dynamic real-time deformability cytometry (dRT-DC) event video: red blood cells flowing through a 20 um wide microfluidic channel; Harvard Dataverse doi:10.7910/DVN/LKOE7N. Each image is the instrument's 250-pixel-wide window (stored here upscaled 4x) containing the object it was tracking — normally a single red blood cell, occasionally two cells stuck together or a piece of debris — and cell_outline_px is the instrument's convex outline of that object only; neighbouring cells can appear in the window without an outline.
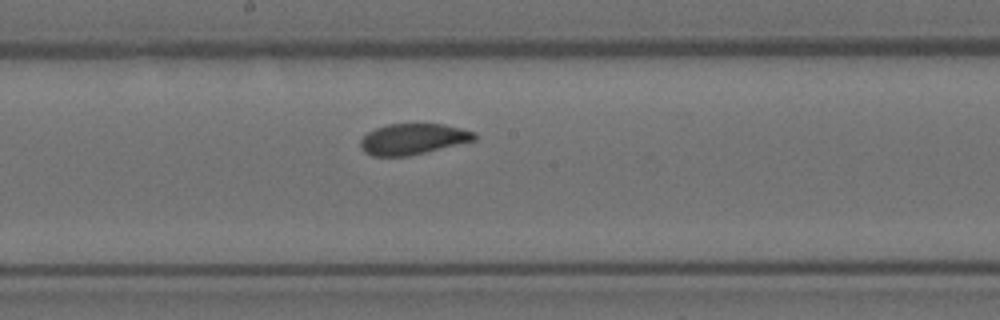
{"species": "Egyptian fruit bat (a non-hibernating species)", "species_latin": "Rousettus aegyptiacus", "temperature_condition": "room temperature", "stored_images_in_passage": 9, "camera_frame_rate_fps": 3000, "um_per_image_px": 0.085, "animal": {"sex": "female"}, "frame": {"image": 1, "passage_image": 8, "time_ms": 2.333, "image_size_px": [1000, 320], "cell_outline_px": [[476, 140], [408, 156], [372, 156], [364, 152], [360, 144], [360, 140], [368, 132], [376, 128], [388, 124], [444, 124], [476, 132]], "centroid_in_image_um": [35.1, 11.82], "position_along_channel_um": 213.1, "area_um2": 20.4}}